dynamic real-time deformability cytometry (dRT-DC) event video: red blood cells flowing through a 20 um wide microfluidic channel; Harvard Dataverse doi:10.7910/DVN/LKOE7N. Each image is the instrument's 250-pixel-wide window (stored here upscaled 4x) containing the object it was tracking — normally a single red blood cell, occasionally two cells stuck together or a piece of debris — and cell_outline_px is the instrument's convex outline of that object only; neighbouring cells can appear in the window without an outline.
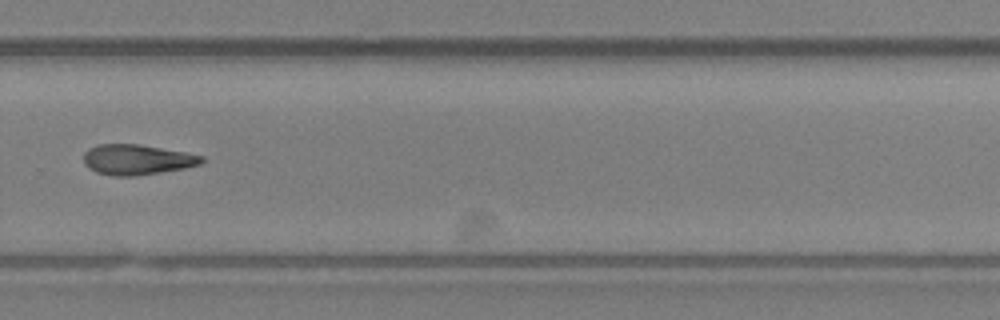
{"species": "Egyptian fruit bat (a non-hibernating species)", "species_latin": "Rousettus aegyptiacus", "temperature_condition": "room temperature", "stored_images_in_passage": 32, "camera_frame_rate_fps": 3000, "um_per_image_px": 0.085, "animal": {"sex": "female"}, "frame": {"image": 1, "passage_image": 19, "time_ms": 6.0, "image_size_px": [1000, 320], "cell_outline_px": [[204, 160], [200, 164], [184, 168], [136, 176], [112, 176], [96, 172], [88, 168], [84, 164], [84, 152], [88, 148], [100, 144], [140, 144], [184, 152], [204, 156]], "centroid_in_image_um": [11.61, 13.57], "position_along_channel_um": 318.2, "area_um2": 20.87}}
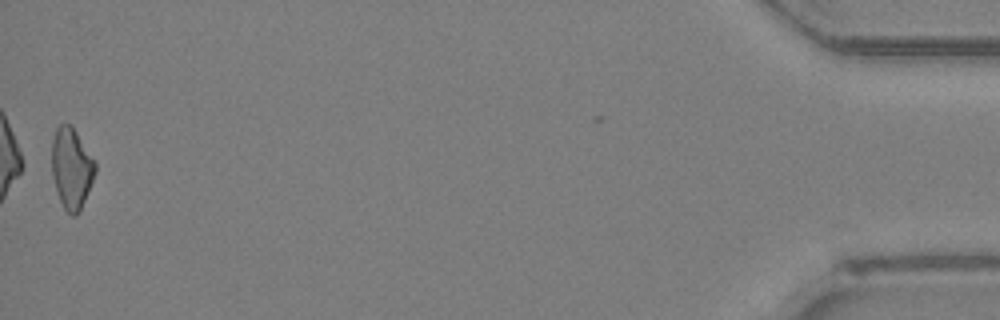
{"frame": {"image": 2, "passage_image": 32, "time_ms": 10.333, "image_size_px": [1000, 320], "cell_outline_px": [[96, 172], [84, 200], [76, 216], [72, 216], [64, 208], [60, 200], [52, 176], [52, 140], [56, 128], [60, 124], [68, 124], [76, 132], [96, 164]], "centroid_in_image_um": [6.06, 14.3], "position_along_channel_um": 429.1, "area_um2": 19.94}}